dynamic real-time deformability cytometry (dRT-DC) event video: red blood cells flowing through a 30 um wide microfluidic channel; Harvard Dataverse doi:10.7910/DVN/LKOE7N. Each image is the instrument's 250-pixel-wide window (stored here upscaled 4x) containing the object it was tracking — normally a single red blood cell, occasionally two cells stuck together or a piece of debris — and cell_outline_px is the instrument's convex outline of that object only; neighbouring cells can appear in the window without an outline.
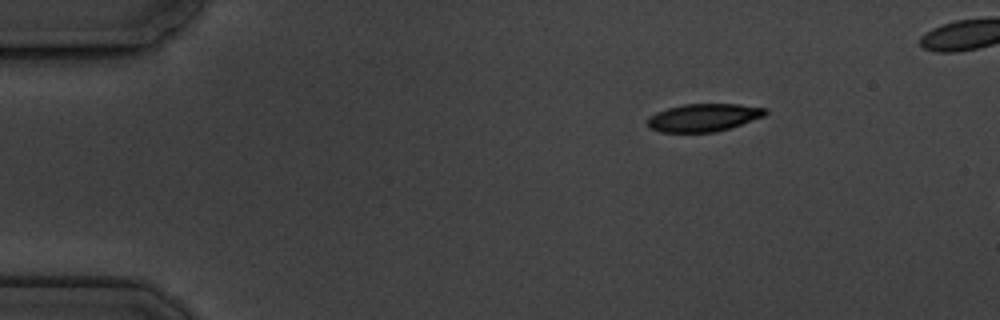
{"species": "common noctule bat (a hibernating species)", "species_latin": "Nyctalus noctula", "temperature_condition": "cold", "stored_images_in_passage": 3, "camera_frame_rate_fps": 3000, "um_per_image_px": 0.085, "animal": {"sex": "male", "body_mass_g": 19.5, "forearm_length_mm": 54.6}, "frame": {"image": 1, "passage_image": 1, "time_ms": 0.0, "image_size_px": [1000, 320], "cell_outline_px": [[768, 112], [764, 116], [716, 132], [660, 132], [652, 128], [648, 124], [648, 116], [656, 112], [668, 108], [684, 104], [740, 104], [764, 108]], "centroid_in_image_um": [59.79, 9.99], "position_along_channel_um": 25.2, "area_um2": 18.84}}